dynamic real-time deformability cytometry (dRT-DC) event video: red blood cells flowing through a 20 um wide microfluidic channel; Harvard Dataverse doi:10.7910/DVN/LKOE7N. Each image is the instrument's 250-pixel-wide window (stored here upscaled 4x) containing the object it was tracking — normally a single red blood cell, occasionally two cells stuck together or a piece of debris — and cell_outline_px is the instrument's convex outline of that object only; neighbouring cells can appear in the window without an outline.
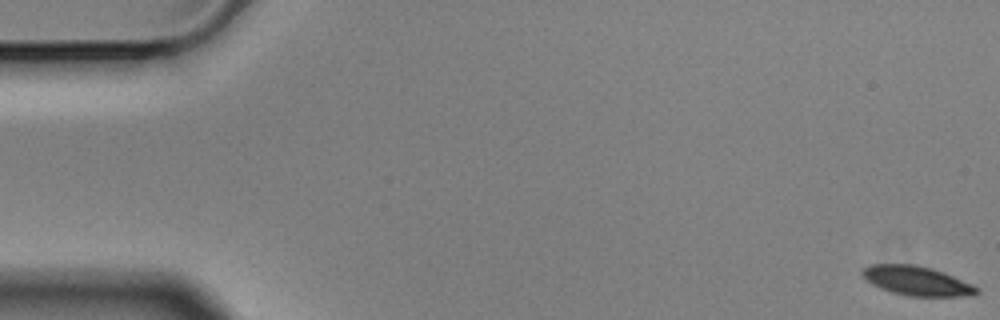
{"species": "Egyptian fruit bat (a non-hibernating species)", "species_latin": "Rousettus aegyptiacus", "temperature_condition": "cold", "stored_images_in_passage": 6, "camera_frame_rate_fps": 3000, "um_per_image_px": 0.085, "animal": {"sex": "male"}, "frame": {"image": 1, "passage_image": 1, "time_ms": 0.0, "image_size_px": [1000, 320], "cell_outline_px": [[980, 292], [972, 296], [908, 296], [892, 292], [880, 288], [872, 284], [860, 272], [868, 264], [916, 264], [932, 268], [944, 272], [972, 284], [980, 288]], "centroid_in_image_um": [77.96, 23.87], "position_along_channel_um": 7.0, "area_um2": 19.65}}
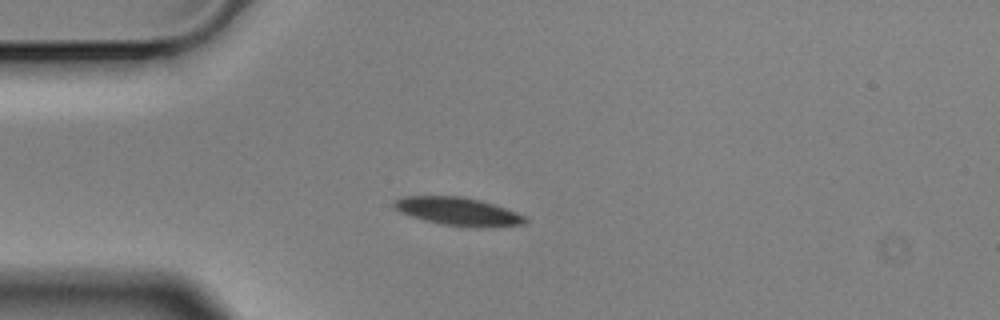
{"frame": {"image": 2, "passage_image": 5, "time_ms": 1.333, "image_size_px": [1000, 320], "cell_outline_px": [[528, 220], [524, 224], [480, 228], [476, 228], [440, 224], [424, 220], [400, 212], [392, 208], [392, 200], [404, 196], [460, 196], [480, 200], [516, 212], [524, 216]], "centroid_in_image_um": [38.88, 17.97], "position_along_channel_um": 46.1, "area_um2": 21.56}}
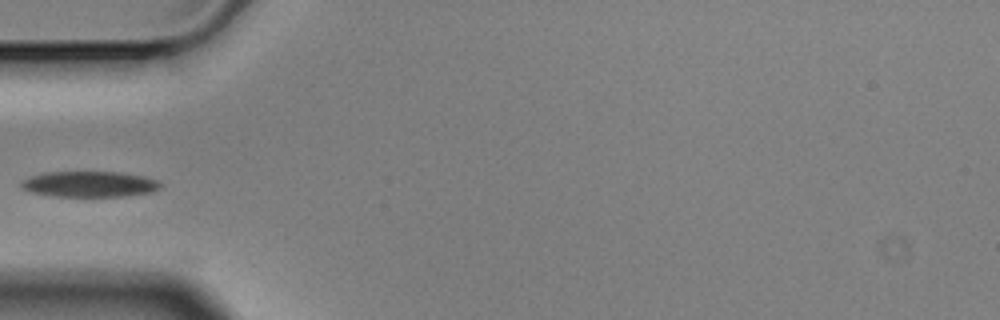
{"frame": {"image": 3, "passage_image": 6, "time_ms": 1.667, "image_size_px": [1000, 320], "cell_outline_px": [[164, 184], [160, 188], [152, 192], [124, 196], [52, 196], [32, 192], [24, 188], [20, 184], [24, 180], [32, 176], [44, 172], [120, 172], [144, 176], [156, 180]], "centroid_in_image_um": [7.66, 15.65], "position_along_channel_um": 77.3, "area_um2": 20.75}}